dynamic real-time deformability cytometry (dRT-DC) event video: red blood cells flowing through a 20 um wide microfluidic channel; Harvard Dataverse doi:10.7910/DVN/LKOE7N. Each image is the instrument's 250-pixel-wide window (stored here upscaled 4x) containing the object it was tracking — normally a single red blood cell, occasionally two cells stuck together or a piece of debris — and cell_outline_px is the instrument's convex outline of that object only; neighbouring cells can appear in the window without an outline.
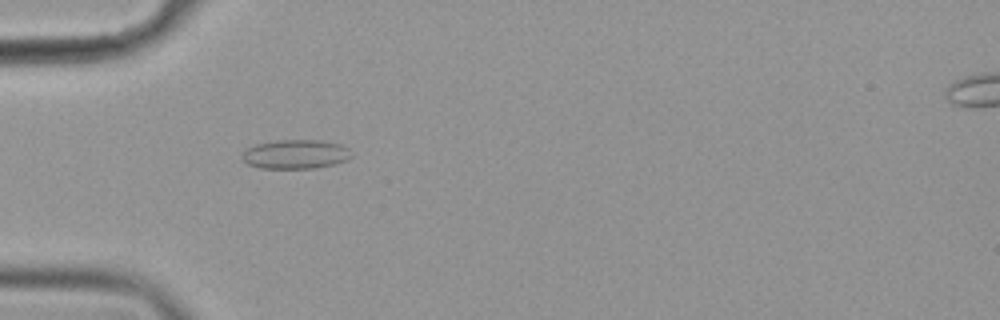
{"species": "common noctule bat (a hibernating species)", "species_latin": "Nyctalus noctula", "temperature_condition": "cold", "stored_images_in_passage": 55, "camera_frame_rate_fps": 3000, "um_per_image_px": 0.085, "animal": {"sex": "female", "body_mass_g": 19.9}, "frame": {"image": 1, "passage_image": 17, "time_ms": 5.333, "image_size_px": [1000, 320], "cell_outline_px": [[352, 156], [336, 164], [316, 168], [260, 168], [248, 164], [240, 156], [248, 148], [256, 144], [276, 140], [320, 140], [340, 144], [348, 148]], "centroid_in_image_um": [25.12, 13.11], "position_along_channel_um": 59.9, "area_um2": 18.5}}
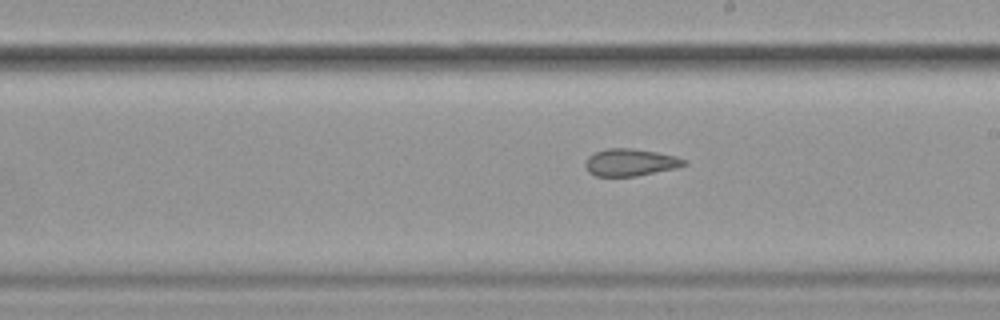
{"frame": {"image": 2, "passage_image": 32, "time_ms": 10.333, "image_size_px": [1000, 320], "cell_outline_px": [[688, 164], [676, 168], [636, 176], [596, 176], [588, 172], [584, 164], [588, 156], [596, 152], [608, 148], [632, 148], [656, 152], [676, 156], [688, 160]], "centroid_in_image_um": [53.59, 13.8], "position_along_channel_um": 235.4, "area_um2": 15.72}}
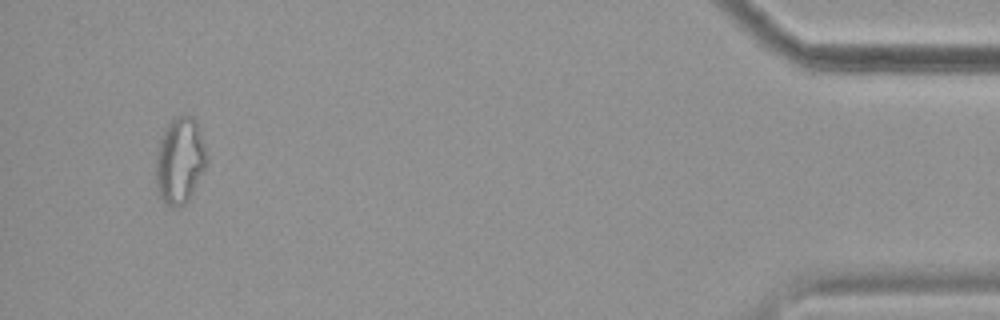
{"frame": {"image": 3, "passage_image": 53, "time_ms": 17.333, "image_size_px": [1000, 320], "cell_outline_px": [[208, 160], [188, 200], [184, 204], [176, 208], [168, 204], [160, 196], [156, 188], [156, 152], [160, 136], [164, 128], [172, 120], [180, 116], [192, 116], [196, 120], [208, 156]], "centroid_in_image_um": [15.27, 13.63], "position_along_channel_um": 419.9, "area_um2": 25.37}, "authors_computed_cell_mechanics": {"area_um2": 18.496, "velocity_mm_per_s": 3.611, "shape_relaxation_time_tau1_ms": 7.7946, "shape_relaxation_time_tau2_ms": 2.0768, "deformation_change_tau1": 0.1355, "deformation_change_tau2": 0.0831}}